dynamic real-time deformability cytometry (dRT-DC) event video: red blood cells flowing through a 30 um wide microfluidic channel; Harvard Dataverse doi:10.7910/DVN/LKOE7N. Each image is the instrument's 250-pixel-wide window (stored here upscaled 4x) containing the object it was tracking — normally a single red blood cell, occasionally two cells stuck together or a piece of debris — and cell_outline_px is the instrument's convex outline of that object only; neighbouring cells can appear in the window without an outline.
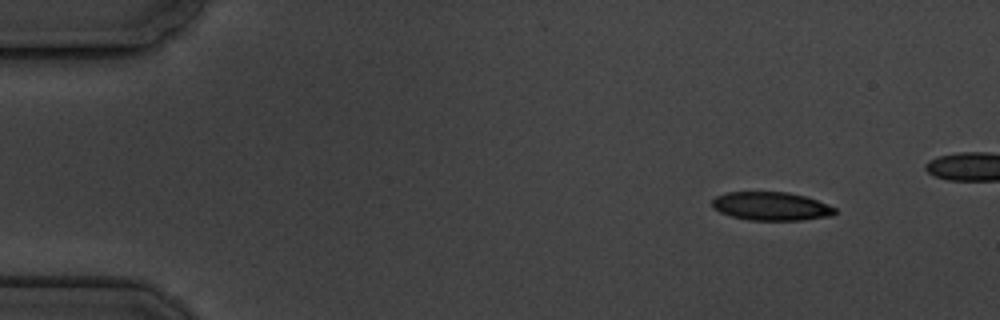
{"species": "common noctule bat (a hibernating species)", "species_latin": "Nyctalus noctula", "temperature_condition": "cold", "stored_images_in_passage": 5, "camera_frame_rate_fps": 3000, "um_per_image_px": 0.085, "animal": {"sex": "male", "body_mass_g": 19.5, "forearm_length_mm": 54.6}, "frame": {"image": 1, "passage_image": 1, "time_ms": 0.0, "image_size_px": [1000, 320], "cell_outline_px": [[836, 212], [832, 216], [800, 220], [748, 220], [732, 216], [720, 212], [712, 208], [712, 200], [716, 196], [724, 192], [788, 192], [804, 196], [816, 200], [836, 208]], "centroid_in_image_um": [65.52, 17.53], "position_along_channel_um": 19.5, "area_um2": 20.35}}